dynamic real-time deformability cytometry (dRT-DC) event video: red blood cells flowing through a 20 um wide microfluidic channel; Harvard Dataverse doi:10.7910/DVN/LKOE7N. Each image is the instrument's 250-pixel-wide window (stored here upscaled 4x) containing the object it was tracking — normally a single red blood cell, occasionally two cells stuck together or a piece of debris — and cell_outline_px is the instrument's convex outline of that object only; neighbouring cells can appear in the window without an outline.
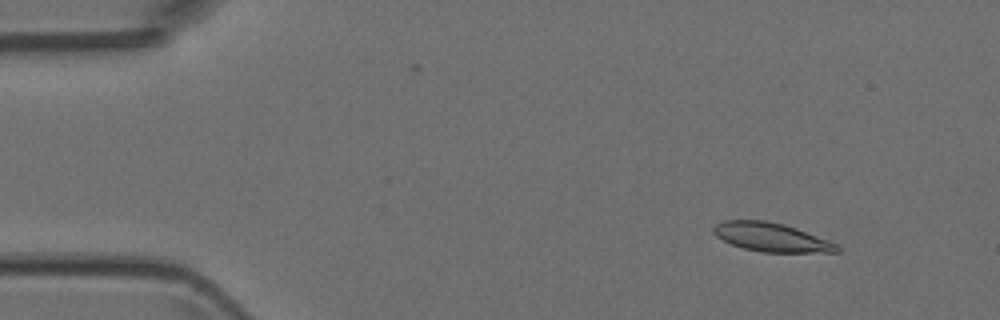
{"species": "Egyptian fruit bat (a non-hibernating species)", "species_latin": "Rousettus aegyptiacus", "temperature_condition": "room temperature", "stored_images_in_passage": 6, "camera_frame_rate_fps": 3000, "um_per_image_px": 0.085, "animal": {"sex": "female"}, "frame": {"image": 1, "passage_image": 2, "time_ms": 1.0, "image_size_px": [1000, 320], "cell_outline_px": [[844, 248], [840, 252], [760, 252], [744, 248], [732, 244], [716, 236], [712, 232], [712, 228], [716, 224], [724, 220], [764, 220], [784, 224], [796, 228], [828, 240]], "centroid_in_image_um": [65.58, 20.16], "position_along_channel_um": 19.4, "area_um2": 20.69}}
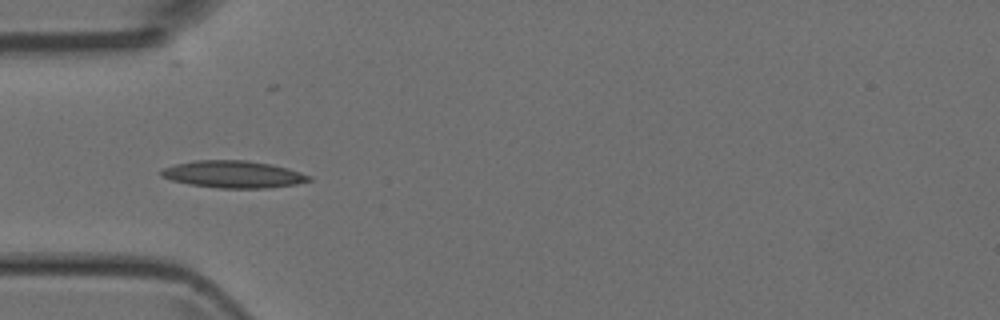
{"frame": {"image": 2, "passage_image": 5, "time_ms": 4.333, "image_size_px": [1000, 320], "cell_outline_px": [[312, 180], [296, 184], [268, 188], [220, 188], [188, 184], [172, 180], [160, 176], [160, 172], [164, 168], [176, 164], [196, 160], [248, 160], [272, 164], [288, 168], [312, 176]], "centroid_in_image_um": [19.86, 14.81], "position_along_channel_um": 65.1, "area_um2": 23.41}}
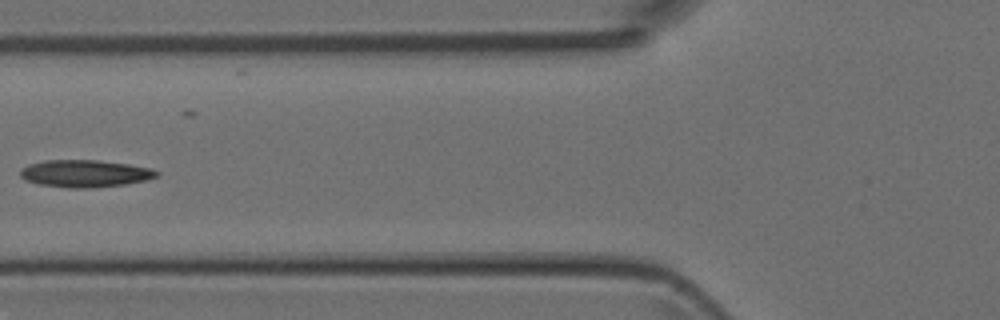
{"frame": {"image": 3, "passage_image": 6, "time_ms": 5.667, "image_size_px": [1000, 320], "cell_outline_px": [[160, 176], [148, 180], [124, 184], [92, 188], [68, 188], [40, 184], [24, 180], [20, 176], [20, 168], [28, 164], [44, 160], [96, 160], [128, 164], [152, 168], [160, 172]], "centroid_in_image_um": [7.23, 14.75], "position_along_channel_um": 118.6, "area_um2": 21.91}}